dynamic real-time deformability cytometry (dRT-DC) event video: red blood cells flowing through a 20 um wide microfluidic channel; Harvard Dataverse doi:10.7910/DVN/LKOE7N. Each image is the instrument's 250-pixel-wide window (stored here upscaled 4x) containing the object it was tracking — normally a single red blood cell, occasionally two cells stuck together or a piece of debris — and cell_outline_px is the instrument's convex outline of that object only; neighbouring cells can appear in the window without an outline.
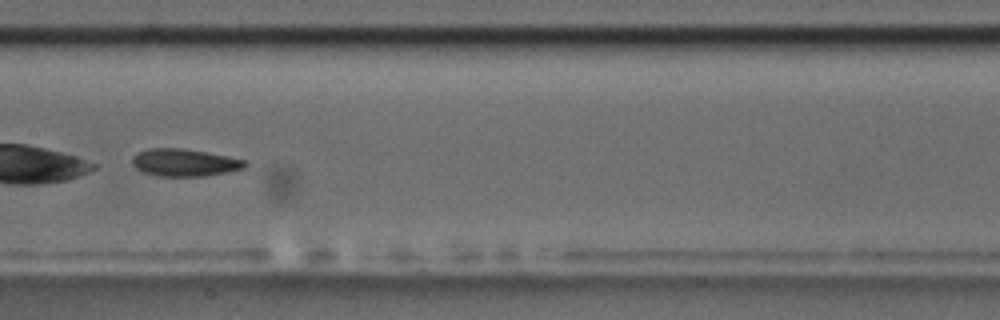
{"species": "common noctule bat (a hibernating species)", "species_latin": "Nyctalus noctula", "temperature_condition": "room temperature", "stored_images_in_passage": 9, "camera_frame_rate_fps": 3000, "um_per_image_px": 0.085, "animal": {"sex": "male", "body_mass_g": 17.5, "forearm_length_mm": 52.3}, "frame": {"image": 1, "passage_image": 8, "time_ms": 9.0, "image_size_px": [1000, 320], "cell_outline_px": [[248, 164], [244, 168], [204, 176], [160, 176], [144, 172], [136, 168], [132, 164], [132, 156], [148, 148], [180, 148], [204, 152], [244, 160]], "centroid_in_image_um": [15.63, 13.82], "position_along_channel_um": 191.8, "area_um2": 17.63}}
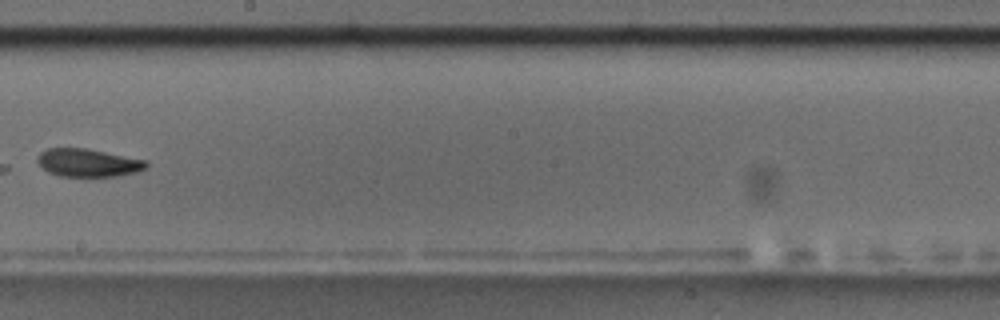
{"frame": {"image": 2, "passage_image": 9, "time_ms": 10.333, "image_size_px": [1000, 320], "cell_outline_px": [[148, 168], [136, 172], [116, 176], [60, 176], [48, 172], [36, 160], [36, 156], [40, 152], [48, 148], [88, 148], [148, 160]], "centroid_in_image_um": [7.51, 13.82], "position_along_channel_um": 240.7, "area_um2": 17.92}}